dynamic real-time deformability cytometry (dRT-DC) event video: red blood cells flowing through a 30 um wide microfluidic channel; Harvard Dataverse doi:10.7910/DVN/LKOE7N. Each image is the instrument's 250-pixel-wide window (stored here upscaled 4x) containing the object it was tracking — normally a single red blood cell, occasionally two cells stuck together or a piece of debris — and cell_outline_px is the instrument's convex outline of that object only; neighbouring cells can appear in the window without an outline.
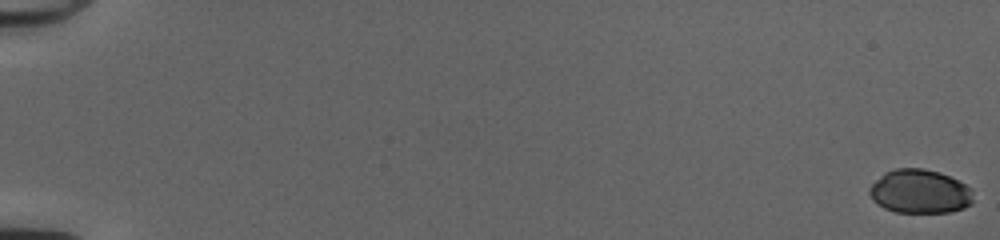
{"species": "common noctule bat (a hibernating species)", "species_latin": "Nyctalus noctula", "temperature_condition": "cold", "stored_images_in_passage": 53, "camera_frame_rate_fps": 3000, "um_per_image_px": 0.085, "animal": {"sex": "female", "body_mass_g": 20.0, "forearm_length_mm": 54.0}, "frame": {"image": 1, "passage_image": 1, "time_ms": 0.0, "image_size_px": [1000, 240], "cell_outline_px": [[972, 204], [964, 208], [952, 212], [896, 212], [884, 208], [876, 204], [872, 200], [868, 192], [868, 188], [884, 172], [896, 168], [924, 168], [940, 172], [972, 188]], "centroid_in_image_um": [78.16, 16.28], "position_along_channel_um": 6.8, "area_um2": 26.7}}
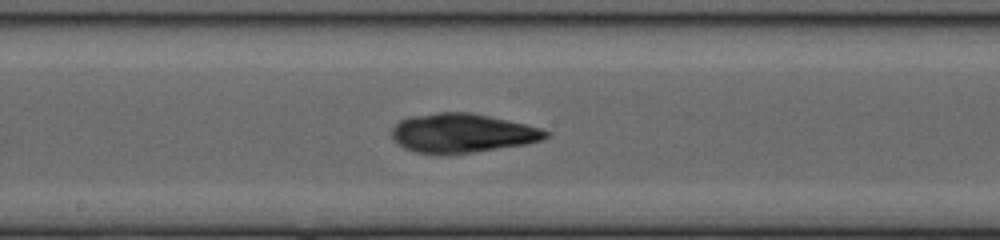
{"frame": {"image": 2, "passage_image": 31, "time_ms": 10.0, "image_size_px": [1000, 240], "cell_outline_px": [[548, 136], [540, 140], [524, 144], [472, 152], [416, 152], [404, 148], [392, 136], [392, 128], [400, 120], [408, 116], [436, 112], [468, 112], [488, 116], [524, 124], [540, 128], [548, 132]], "centroid_in_image_um": [39.25, 11.28], "position_along_channel_um": 208.9, "area_um2": 34.1}}
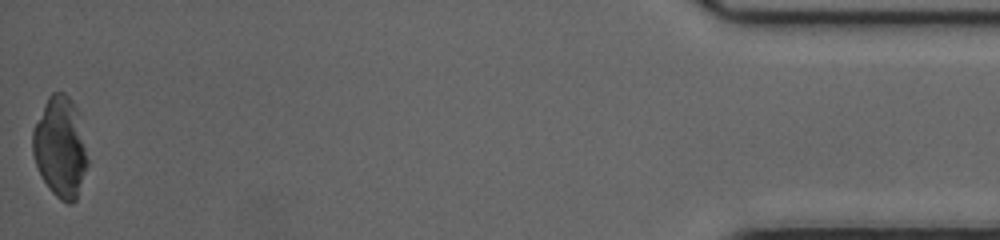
{"frame": {"image": 3, "passage_image": 53, "time_ms": 17.333, "image_size_px": [1000, 240], "cell_outline_px": [[88, 164], [76, 200], [72, 204], [68, 204], [60, 200], [48, 188], [40, 176], [32, 152], [32, 132], [44, 104], [48, 96], [52, 92], [64, 92], [72, 100], [80, 116], [88, 160]], "centroid_in_image_um": [5.13, 12.52], "position_along_channel_um": 430.1, "area_um2": 32.43}}